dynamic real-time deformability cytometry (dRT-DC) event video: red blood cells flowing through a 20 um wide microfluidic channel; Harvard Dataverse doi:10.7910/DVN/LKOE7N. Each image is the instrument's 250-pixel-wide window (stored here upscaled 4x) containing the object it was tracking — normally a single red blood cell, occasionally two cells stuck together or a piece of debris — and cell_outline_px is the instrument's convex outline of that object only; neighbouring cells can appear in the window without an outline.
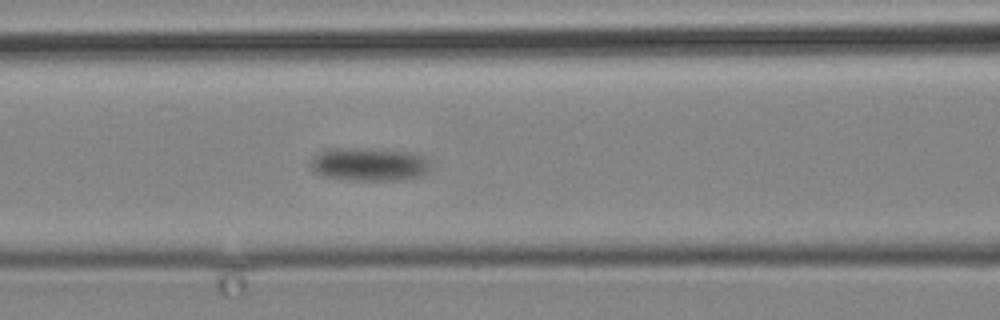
{"species": "common noctule bat (a hibernating species)", "species_latin": "Nyctalus noctula", "temperature_condition": "cold", "stored_images_in_passage": 14, "camera_frame_rate_fps": 3000, "um_per_image_px": 0.085, "animal": {"sex": "male", "body_mass_g": 19.2, "forearm_length_mm": 51.8}, "frame": {"image": 1, "passage_image": 14, "time_ms": 16.667, "image_size_px": [1000, 320], "cell_outline_px": [[432, 168], [428, 172], [420, 176], [404, 180], [340, 180], [324, 176], [312, 172], [308, 164], [324, 148], [356, 148], [408, 152], [424, 156], [428, 160]], "centroid_in_image_um": [31.35, 13.98], "position_along_channel_um": 135.3, "area_um2": 23.58}}